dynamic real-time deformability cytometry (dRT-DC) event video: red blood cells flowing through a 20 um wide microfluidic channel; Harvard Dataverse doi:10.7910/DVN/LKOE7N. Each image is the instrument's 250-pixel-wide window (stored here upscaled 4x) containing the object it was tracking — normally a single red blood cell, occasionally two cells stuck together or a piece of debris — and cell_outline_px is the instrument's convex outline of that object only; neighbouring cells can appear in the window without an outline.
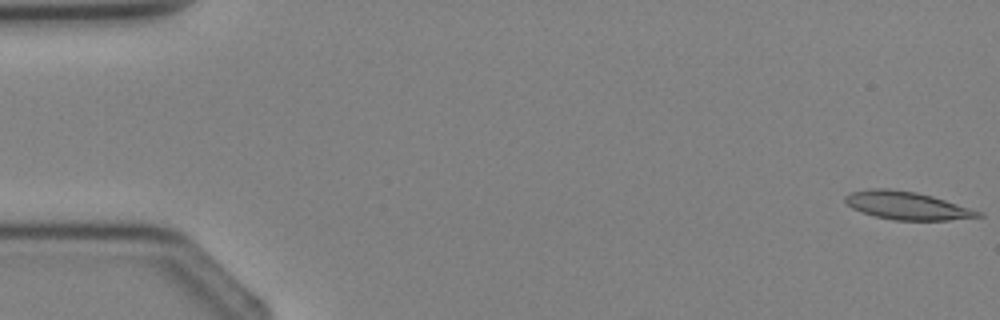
{"species": "Egyptian fruit bat (a non-hibernating species)", "species_latin": "Rousettus aegyptiacus", "temperature_condition": "cold", "stored_images_in_passage": 3, "camera_frame_rate_fps": 3000, "um_per_image_px": 0.085, "animal": {"sex": "female"}, "frame": {"image": 1, "passage_image": 1, "time_ms": 0.0, "image_size_px": [1000, 320], "cell_outline_px": [[984, 216], [948, 220], [892, 220], [876, 216], [852, 208], [844, 200], [844, 196], [852, 192], [876, 188], [888, 188], [916, 192], [932, 196], [984, 212]], "centroid_in_image_um": [77.13, 17.47], "position_along_channel_um": 7.9, "area_um2": 21.5}}